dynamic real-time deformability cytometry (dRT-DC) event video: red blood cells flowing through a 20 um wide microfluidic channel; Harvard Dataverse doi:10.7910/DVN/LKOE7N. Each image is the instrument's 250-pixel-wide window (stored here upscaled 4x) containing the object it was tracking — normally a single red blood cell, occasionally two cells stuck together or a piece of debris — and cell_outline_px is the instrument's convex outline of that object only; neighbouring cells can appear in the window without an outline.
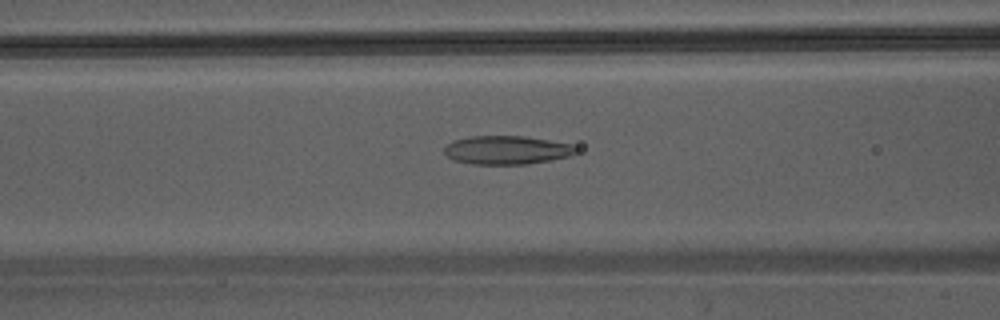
{"species": "Egyptian fruit bat (a non-hibernating species)", "species_latin": "Rousettus aegyptiacus", "temperature_condition": "warm", "stored_images_in_passage": 35, "camera_frame_rate_fps": 3000, "um_per_image_px": 0.085, "animal": {"sex": "male"}, "frame": {"image": 1, "passage_image": 13, "time_ms": 4.0, "image_size_px": [1000, 320], "cell_outline_px": [[576, 152], [568, 156], [548, 160], [524, 164], [472, 164], [452, 160], [444, 152], [444, 148], [452, 140], [468, 136], [524, 136], [572, 144], [576, 148]], "centroid_in_image_um": [43.01, 12.74], "position_along_channel_um": 123.6, "area_um2": 21.79}}
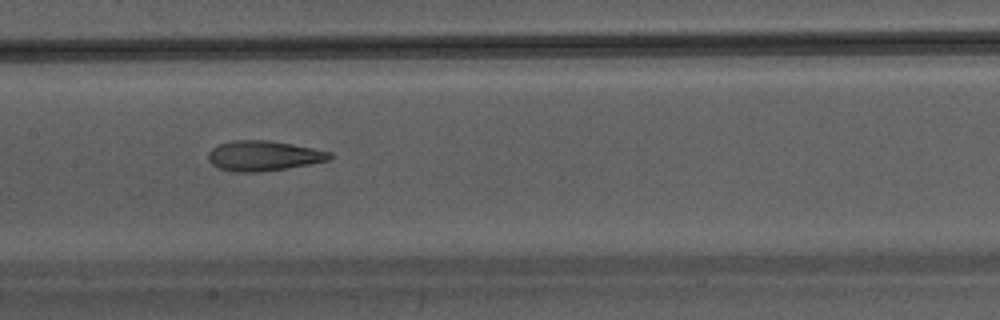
{"frame": {"image": 2, "passage_image": 17, "time_ms": 5.333, "image_size_px": [1000, 320], "cell_outline_px": [[332, 156], [328, 160], [288, 168], [260, 172], [236, 172], [216, 168], [208, 160], [208, 152], [212, 148], [220, 144], [232, 140], [272, 140], [332, 152]], "centroid_in_image_um": [22.36, 13.24], "position_along_channel_um": 185.0, "area_um2": 21.39}}
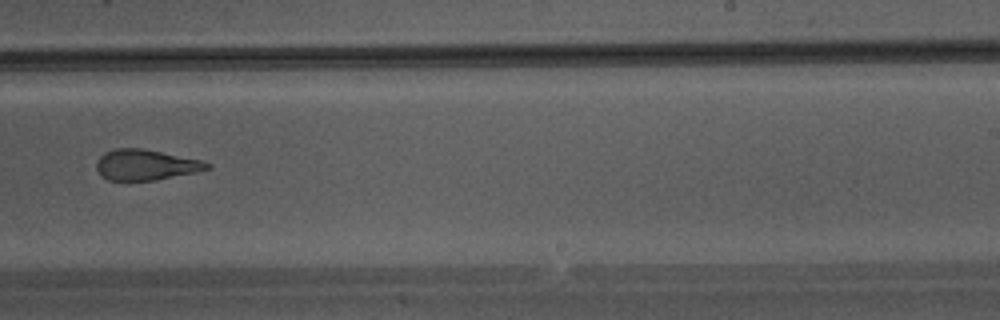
{"frame": {"image": 3, "passage_image": 23, "time_ms": 7.333, "image_size_px": [1000, 320], "cell_outline_px": [[212, 168], [196, 172], [152, 180], [108, 180], [100, 176], [96, 168], [96, 160], [104, 152], [116, 148], [140, 148], [200, 160], [212, 164]], "centroid_in_image_um": [12.34, 14.01], "position_along_channel_um": 276.7, "area_um2": 19.59}}